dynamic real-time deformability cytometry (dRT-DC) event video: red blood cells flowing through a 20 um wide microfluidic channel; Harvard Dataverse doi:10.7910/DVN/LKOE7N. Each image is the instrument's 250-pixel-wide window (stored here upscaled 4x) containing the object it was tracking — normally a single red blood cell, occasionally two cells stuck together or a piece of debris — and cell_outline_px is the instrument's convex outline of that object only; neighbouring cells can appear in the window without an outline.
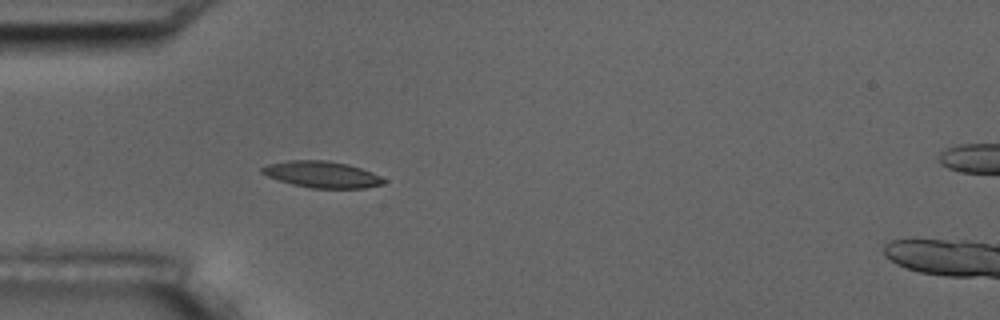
{"species": "common noctule bat (a hibernating species)", "species_latin": "Nyctalus noctula", "temperature_condition": "room temperature", "stored_images_in_passage": 5, "camera_frame_rate_fps": 3000, "um_per_image_px": 0.085, "animal": {"sex": "male", "body_mass_g": 17.5, "forearm_length_mm": 52.3}, "frame": {"image": 1, "passage_image": 4, "time_ms": 3.333, "image_size_px": [1000, 320], "cell_outline_px": [[388, 180], [384, 184], [364, 188], [312, 188], [292, 184], [268, 176], [260, 172], [260, 168], [268, 164], [288, 160], [328, 160], [348, 164], [372, 172]], "centroid_in_image_um": [27.39, 14.82], "position_along_channel_um": 57.6, "area_um2": 18.79}}